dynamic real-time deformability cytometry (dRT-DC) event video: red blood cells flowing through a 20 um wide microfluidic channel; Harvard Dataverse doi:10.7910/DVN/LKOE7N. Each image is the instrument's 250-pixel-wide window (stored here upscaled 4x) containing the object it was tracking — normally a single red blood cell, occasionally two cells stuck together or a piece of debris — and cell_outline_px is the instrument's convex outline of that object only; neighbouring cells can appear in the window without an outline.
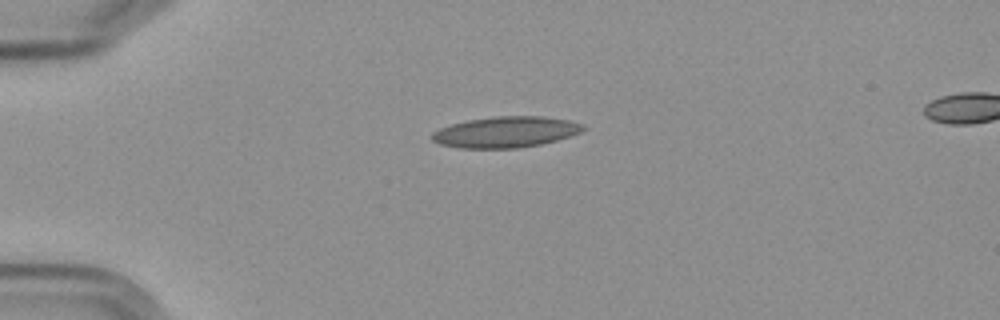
{"species": "Egyptian fruit bat (a non-hibernating species)", "species_latin": "Rousettus aegyptiacus", "temperature_condition": "cold", "stored_images_in_passage": 3, "segment_of_instrument_passage": [1, 2], "camera_frame_rate_fps": 3000, "um_per_image_px": 0.085, "frame": {"image": 1, "passage_image": 1, "time_ms": 0.0, "image_size_px": [1000, 320], "cell_outline_px": [[584, 128], [580, 132], [572, 136], [540, 144], [520, 148], [460, 148], [440, 144], [432, 140], [428, 136], [432, 132], [440, 128], [452, 124], [468, 120], [496, 116], [544, 116], [568, 120], [584, 124]], "centroid_in_image_um": [42.97, 11.22], "position_along_channel_um": 42.0, "area_um2": 27.34}}